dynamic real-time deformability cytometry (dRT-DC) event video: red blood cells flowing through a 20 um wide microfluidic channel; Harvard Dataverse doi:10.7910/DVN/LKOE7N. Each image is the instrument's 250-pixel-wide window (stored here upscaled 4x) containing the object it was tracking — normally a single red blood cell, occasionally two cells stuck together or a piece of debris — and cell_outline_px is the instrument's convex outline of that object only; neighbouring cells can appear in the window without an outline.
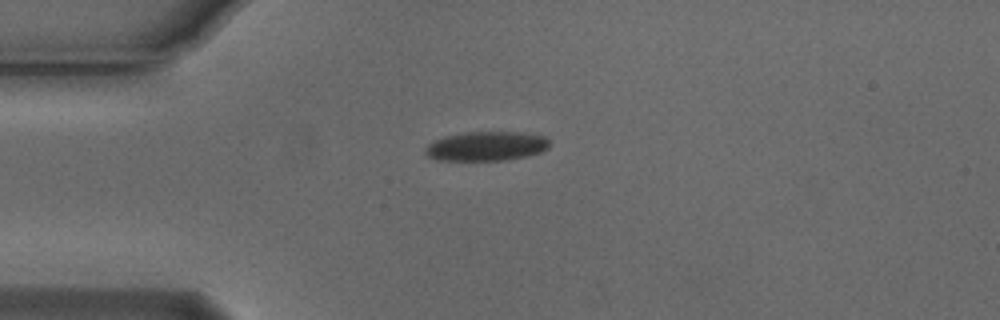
{"species": "Egyptian fruit bat (a non-hibernating species)", "species_latin": "Rousettus aegyptiacus", "temperature_condition": "cold", "stored_images_in_passage": 37, "camera_frame_rate_fps": 3000, "um_per_image_px": 0.085, "animal": {"sex": "male"}, "frame": {"image": 1, "passage_image": 1, "time_ms": 0.0, "image_size_px": [1000, 320], "cell_outline_px": [[548, 148], [540, 152], [508, 160], [440, 160], [428, 156], [424, 152], [424, 148], [432, 140], [444, 136], [468, 132], [516, 132], [544, 136], [548, 140]], "centroid_in_image_um": [41.28, 12.42], "position_along_channel_um": 43.7, "area_um2": 21.1}}
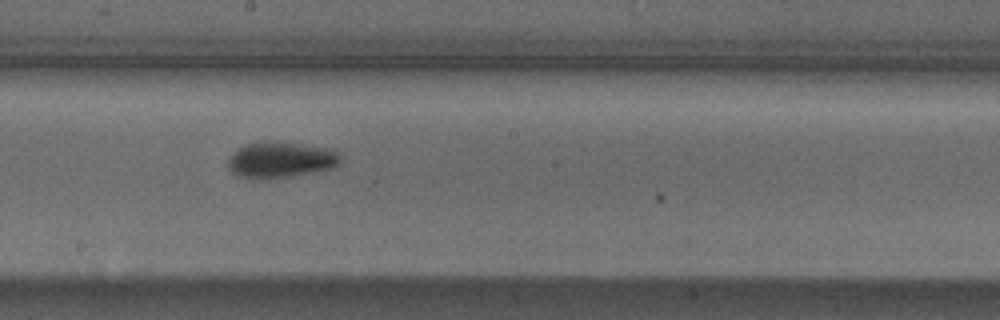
{"frame": {"image": 2, "passage_image": 17, "time_ms": 5.333, "image_size_px": [1000, 320], "cell_outline_px": [[340, 164], [332, 168], [312, 172], [284, 176], [236, 176], [228, 168], [228, 160], [232, 152], [236, 148], [260, 140], [276, 140], [332, 148], [340, 156]], "centroid_in_image_um": [23.86, 13.51], "position_along_channel_um": 224.3, "area_um2": 23.29}}
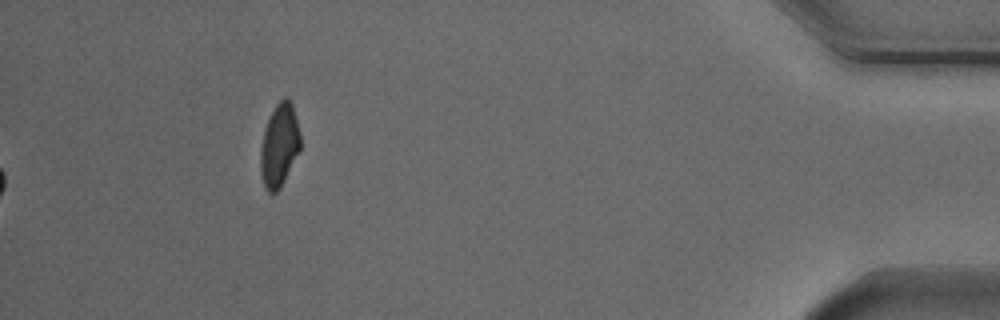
{"frame": {"image": 3, "passage_image": 37, "time_ms": 12.0, "image_size_px": [1000, 320], "cell_outline_px": [[300, 148], [280, 188], [276, 192], [268, 192], [264, 188], [260, 172], [260, 148], [264, 132], [268, 120], [276, 104], [284, 96], [288, 96], [292, 104], [300, 132]], "centroid_in_image_um": [23.73, 12.34], "position_along_channel_um": 411.5, "area_um2": 19.13}, "authors_computed_cell_mechanics": {"area_um2": 21.5594, "velocity_mm_per_s": 3.7685, "shape_relaxation_time_tau1_ms": 2.8488, "shape_relaxation_time_tau2_ms": null, "deformation_change_tau1": 0.1105, "deformation_change_tau2": null}}